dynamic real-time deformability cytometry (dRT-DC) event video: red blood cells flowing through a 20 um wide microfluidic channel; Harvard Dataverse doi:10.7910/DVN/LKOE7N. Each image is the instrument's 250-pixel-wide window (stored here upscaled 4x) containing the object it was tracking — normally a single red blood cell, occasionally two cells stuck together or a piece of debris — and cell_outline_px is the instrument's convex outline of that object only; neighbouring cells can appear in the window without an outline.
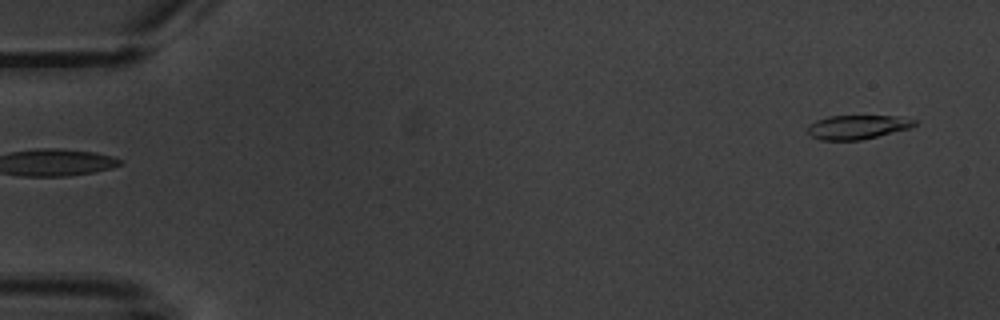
{"species": "common noctule bat (a hibernating species)", "species_latin": "Nyctalus noctula", "temperature_condition": "warm", "stored_images_in_passage": 2, "camera_frame_rate_fps": 3000, "um_per_image_px": 0.085, "animal": {"sex": "male", "body_mass_g": 20.1, "forearm_length_mm": 53.5}, "frame": {"image": 1, "passage_image": 2, "time_ms": 1.0, "image_size_px": [1000, 320], "cell_outline_px": [[916, 124], [908, 128], [860, 140], [820, 140], [812, 136], [808, 132], [808, 124], [816, 120], [828, 116], [896, 116], [916, 120]], "centroid_in_image_um": [72.82, 10.79], "position_along_channel_um": 12.2, "area_um2": 14.74}}